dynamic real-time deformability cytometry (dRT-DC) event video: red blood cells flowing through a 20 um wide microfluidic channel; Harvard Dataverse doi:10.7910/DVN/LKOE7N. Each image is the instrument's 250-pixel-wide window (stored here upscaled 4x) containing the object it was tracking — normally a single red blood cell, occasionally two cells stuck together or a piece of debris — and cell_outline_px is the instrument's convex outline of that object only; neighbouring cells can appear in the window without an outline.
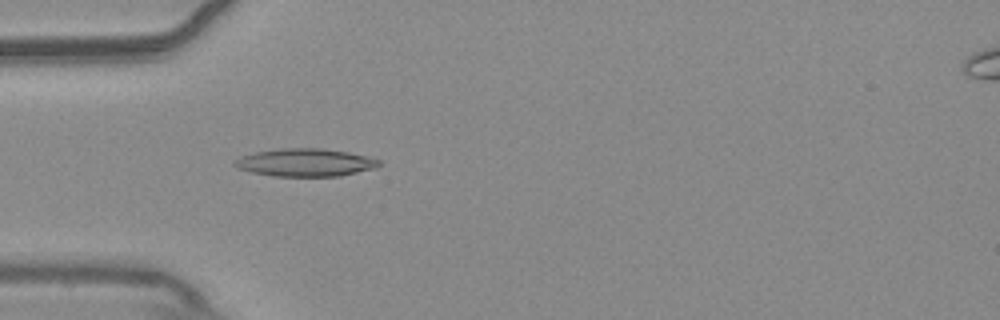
{"species": "common noctule bat (a hibernating species)", "species_latin": "Nyctalus noctula", "temperature_condition": "warm", "stored_images_in_passage": 44, "camera_frame_rate_fps": 3000, "um_per_image_px": 0.085, "animal": {"sex": "male", "body_mass_g": 20.4}, "frame": {"image": 1, "passage_image": 10, "time_ms": 3.0, "image_size_px": [1000, 320], "cell_outline_px": [[380, 164], [376, 168], [340, 176], [272, 176], [252, 172], [236, 168], [232, 164], [240, 156], [256, 152], [280, 148], [324, 148], [348, 152], [368, 156], [380, 160]], "centroid_in_image_um": [25.95, 13.81], "position_along_channel_um": 59.0, "area_um2": 23.52}}
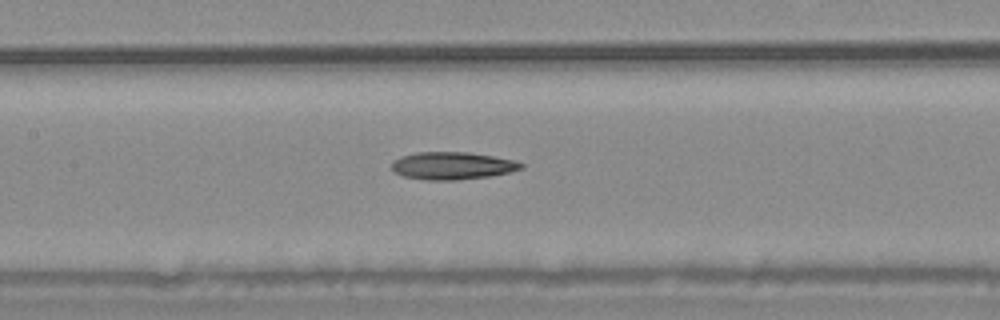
{"frame": {"image": 2, "passage_image": 19, "time_ms": 6.0, "image_size_px": [1000, 320], "cell_outline_px": [[524, 168], [492, 176], [456, 180], [424, 180], [404, 176], [396, 172], [392, 168], [392, 164], [396, 160], [404, 156], [416, 152], [468, 152], [492, 156], [512, 160], [524, 164]], "centroid_in_image_um": [38.48, 14.09], "position_along_channel_um": 168.9, "area_um2": 20.52}}
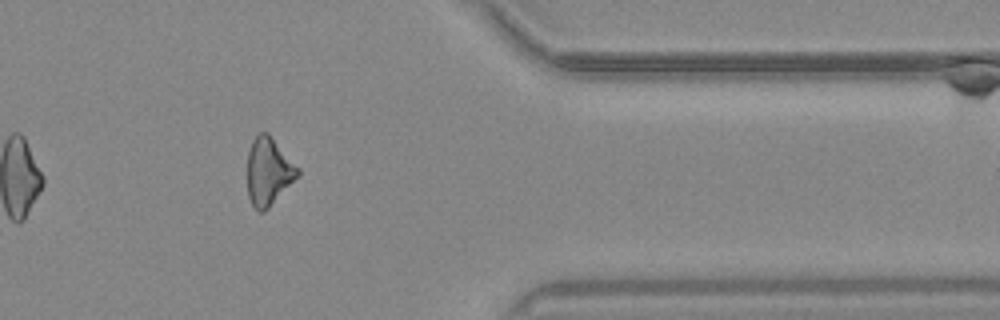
{"frame": {"image": 3, "passage_image": 38, "time_ms": 12.333, "image_size_px": [1000, 320], "cell_outline_px": [[300, 176], [264, 212], [260, 212], [252, 204], [248, 196], [248, 152], [252, 140], [260, 132], [268, 132], [300, 168]], "centroid_in_image_um": [22.86, 14.56], "position_along_channel_um": 388.5, "area_um2": 20.0}, "authors_computed_cell_mechanics": {"area_um2": 20.4901, "velocity_mm_per_s": 3.7573, "shape_relaxation_time_tau1_ms": null, "shape_relaxation_time_tau2_ms": 7.7894, "deformation_change_tau1": null, "deformation_change_tau2": 0.2444}}